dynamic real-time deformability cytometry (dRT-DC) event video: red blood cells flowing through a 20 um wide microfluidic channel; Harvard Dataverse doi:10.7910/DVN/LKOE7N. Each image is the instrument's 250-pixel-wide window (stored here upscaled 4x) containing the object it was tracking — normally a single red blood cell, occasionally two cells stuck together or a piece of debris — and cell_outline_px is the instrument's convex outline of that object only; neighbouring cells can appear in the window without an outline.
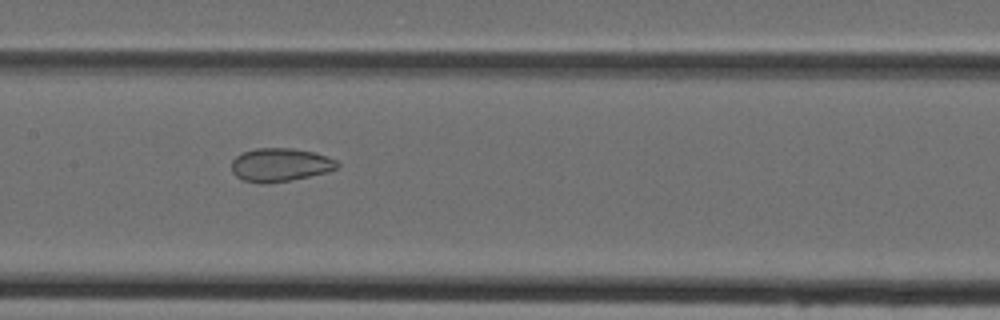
{"species": "Egyptian fruit bat (a non-hibernating species)", "species_latin": "Rousettus aegyptiacus", "temperature_condition": "cold", "stored_images_in_passage": 48, "camera_frame_rate_fps": 3000, "um_per_image_px": 0.085, "animal": {"sex": "female"}, "frame": {"image": 1, "passage_image": 24, "time_ms": 7.667, "image_size_px": [1000, 320], "cell_outline_px": [[340, 164], [336, 168], [328, 172], [268, 184], [260, 184], [244, 180], [236, 176], [232, 172], [232, 160], [236, 156], [244, 152], [256, 148], [292, 148], [312, 152], [336, 160]], "centroid_in_image_um": [23.78, 14.02], "position_along_channel_um": 183.6, "area_um2": 20.4}}
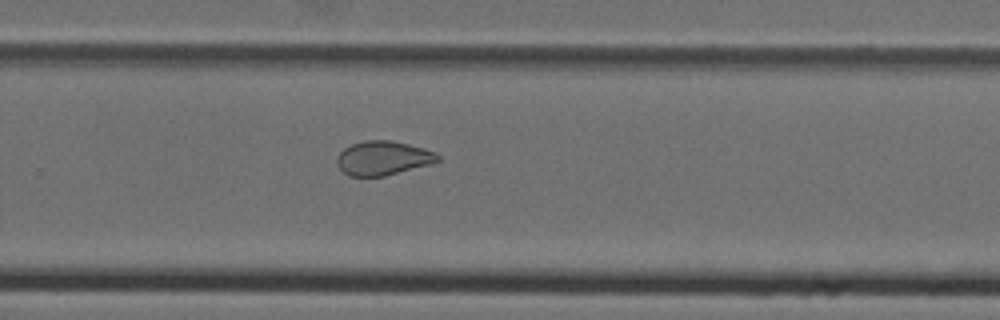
{"frame": {"image": 2, "passage_image": 32, "time_ms": 10.333, "image_size_px": [1000, 320], "cell_outline_px": [[440, 160], [432, 164], [384, 176], [348, 176], [336, 164], [336, 160], [340, 152], [344, 148], [352, 144], [368, 140], [388, 140], [408, 144], [424, 148], [436, 152], [440, 156]], "centroid_in_image_um": [32.58, 13.44], "position_along_channel_um": 297.2, "area_um2": 20.06}}
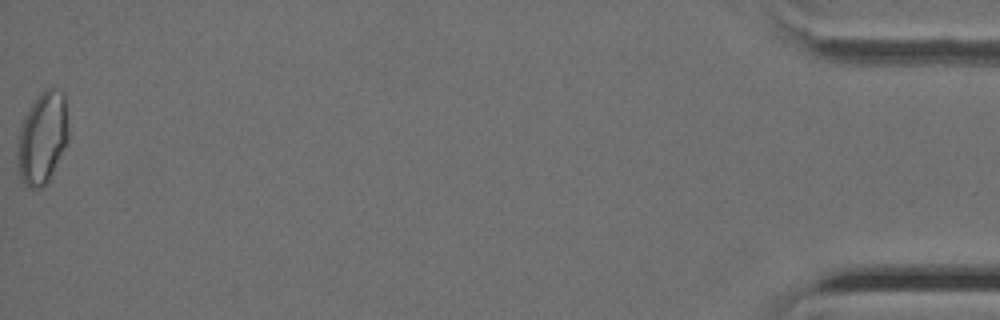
{"frame": {"image": 3, "passage_image": 48, "time_ms": 15.667, "image_size_px": [1000, 320], "cell_outline_px": [[68, 140], [48, 180], [40, 188], [32, 188], [24, 184], [20, 176], [20, 128], [32, 104], [40, 92], [44, 88], [56, 88], [64, 92], [68, 128]], "centroid_in_image_um": [3.66, 11.66], "position_along_channel_um": 431.5, "area_um2": 26.24}}